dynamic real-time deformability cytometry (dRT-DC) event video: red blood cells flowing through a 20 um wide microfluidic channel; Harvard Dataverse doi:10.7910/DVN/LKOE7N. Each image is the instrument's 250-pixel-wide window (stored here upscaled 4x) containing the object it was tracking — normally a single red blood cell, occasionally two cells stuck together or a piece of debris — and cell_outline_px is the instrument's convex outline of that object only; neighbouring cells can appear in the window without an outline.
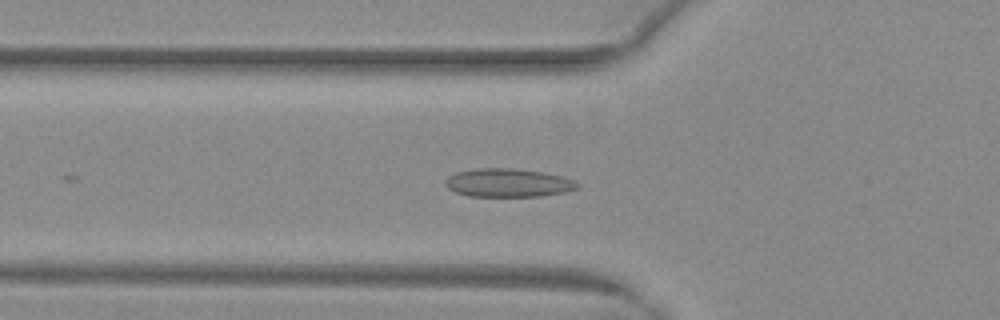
{"species": "common noctule bat (a hibernating species)", "species_latin": "Nyctalus noctula", "temperature_condition": "warm", "stored_images_in_passage": 9, "camera_frame_rate_fps": 3000, "um_per_image_px": 0.085, "animal": {"sex": "female", "body_mass_g": 29.2, "forearm_length_mm": 56.3}, "frame": {"image": 1, "passage_image": 7, "time_ms": 2.0, "image_size_px": [1000, 320], "cell_outline_px": [[580, 184], [576, 188], [564, 192], [540, 196], [468, 196], [456, 192], [448, 188], [444, 184], [444, 180], [448, 176], [456, 172], [476, 168], [512, 168], [544, 172], [576, 180]], "centroid_in_image_um": [43.16, 15.53], "position_along_channel_um": 82.6, "area_um2": 21.91}}